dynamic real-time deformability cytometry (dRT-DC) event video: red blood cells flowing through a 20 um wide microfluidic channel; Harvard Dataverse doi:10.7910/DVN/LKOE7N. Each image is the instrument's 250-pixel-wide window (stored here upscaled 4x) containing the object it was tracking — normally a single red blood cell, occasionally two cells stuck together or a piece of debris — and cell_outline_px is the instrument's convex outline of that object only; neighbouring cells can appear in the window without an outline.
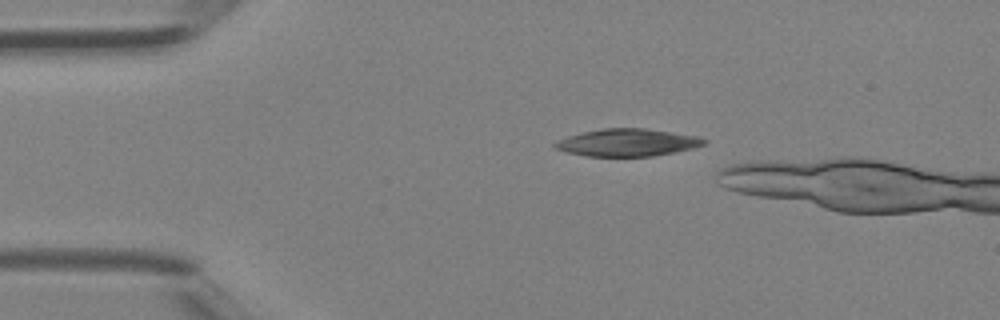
{"species": "Egyptian fruit bat (a non-hibernating species)", "species_latin": "Rousettus aegyptiacus", "temperature_condition": "room temperature", "stored_images_in_passage": 10, "camera_frame_rate_fps": 3000, "um_per_image_px": 0.085, "animal": {"sex": "female"}, "frame": {"image": 1, "passage_image": 2, "time_ms": 0.333, "image_size_px": [1000, 320], "cell_outline_px": [[708, 140], [704, 144], [692, 148], [652, 156], [588, 156], [568, 152], [556, 148], [552, 144], [556, 140], [568, 136], [584, 132], [604, 128], [644, 128], [696, 136]], "centroid_in_image_um": [53.3, 12.11], "position_along_channel_um": 31.7, "area_um2": 23.41}}